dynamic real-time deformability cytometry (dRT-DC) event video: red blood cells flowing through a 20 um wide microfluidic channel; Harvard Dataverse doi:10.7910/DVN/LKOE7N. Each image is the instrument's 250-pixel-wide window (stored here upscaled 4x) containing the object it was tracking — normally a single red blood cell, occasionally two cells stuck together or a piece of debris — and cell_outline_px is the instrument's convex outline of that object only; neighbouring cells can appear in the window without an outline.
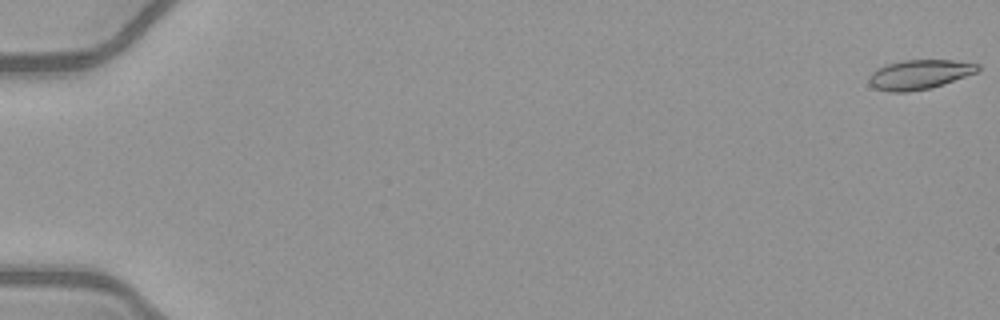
{"species": "common noctule bat (a hibernating species)", "species_latin": "Nyctalus noctula", "temperature_condition": "warm", "stored_images_in_passage": 53, "camera_frame_rate_fps": 3000, "um_per_image_px": 0.085, "animal": {"sex": "female", "body_mass_g": 21.9}, "frame": {"image": 1, "passage_image": 1, "time_ms": 0.0, "image_size_px": [1000, 320], "cell_outline_px": [[980, 68], [976, 72], [944, 84], [932, 88], [908, 92], [892, 92], [876, 88], [868, 84], [868, 76], [872, 72], [888, 64], [904, 60], [952, 60], [980, 64]], "centroid_in_image_um": [78.15, 6.34], "position_along_channel_um": 6.9, "area_um2": 18.61}}
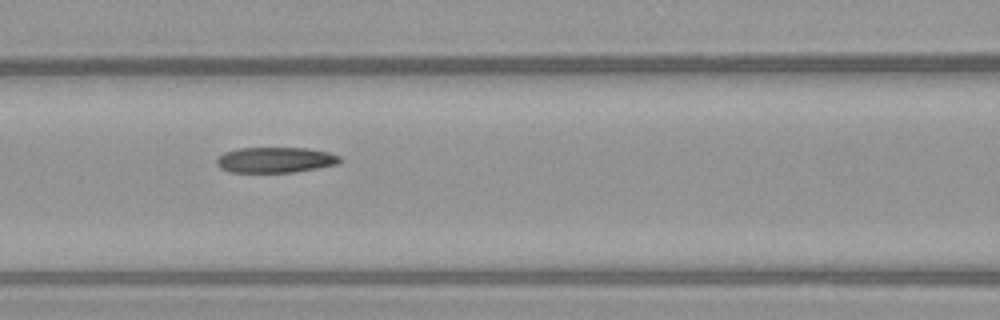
{"frame": {"image": 2, "passage_image": 25, "time_ms": 8.0, "image_size_px": [1000, 320], "cell_outline_px": [[340, 164], [292, 172], [228, 172], [220, 168], [216, 164], [216, 160], [224, 152], [240, 148], [308, 148], [328, 152], [340, 156]], "centroid_in_image_um": [23.4, 13.59], "position_along_channel_um": 143.2, "area_um2": 18.32}}
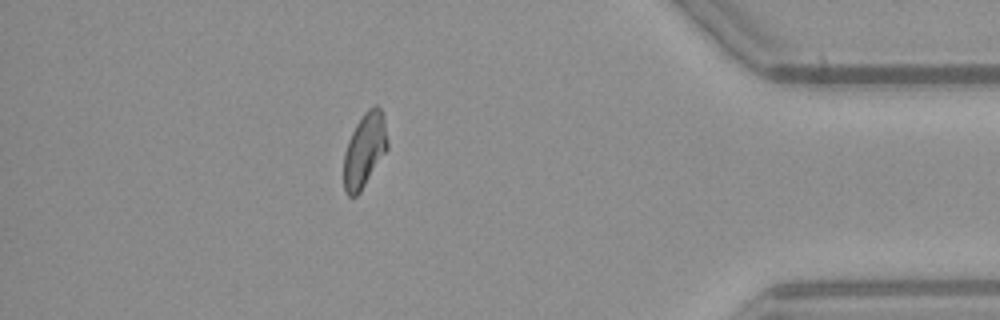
{"frame": {"image": 3, "passage_image": 47, "time_ms": 15.333, "image_size_px": [1000, 320], "cell_outline_px": [[388, 148], [360, 192], [356, 196], [348, 196], [344, 192], [344, 152], [348, 140], [356, 124], [364, 112], [368, 108], [376, 104], [380, 108], [388, 140]], "centroid_in_image_um": [30.97, 12.77], "position_along_channel_um": 404.2, "area_um2": 18.73}, "authors_computed_cell_mechanics": {"area_um2": 18.8428, "velocity_mm_per_s": 4.0691, "shape_relaxation_time_tau1_ms": null, "shape_relaxation_time_tau2_ms": 4.7019, "deformation_change_tau1": null, "deformation_change_tau2": 0.1195}}